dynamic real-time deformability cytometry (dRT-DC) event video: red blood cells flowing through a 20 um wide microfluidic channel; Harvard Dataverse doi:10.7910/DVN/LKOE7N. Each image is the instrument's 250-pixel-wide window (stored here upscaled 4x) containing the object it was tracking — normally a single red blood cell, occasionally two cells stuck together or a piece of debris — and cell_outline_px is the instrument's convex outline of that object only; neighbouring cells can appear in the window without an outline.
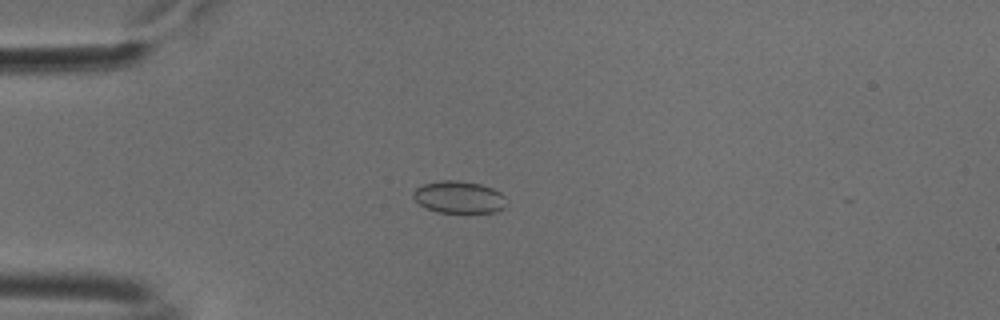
{"species": "common noctule bat (a hibernating species)", "species_latin": "Nyctalus noctula", "temperature_condition": "cold", "stored_images_in_passage": 54, "camera_frame_rate_fps": 3000, "um_per_image_px": 0.085, "animal": {"sex": "male", "body_mass_g": 18.8}, "frame": {"image": 1, "passage_image": 15, "time_ms": 4.667, "image_size_px": [1000, 320], "cell_outline_px": [[504, 208], [496, 212], [436, 212], [420, 204], [412, 196], [412, 192], [416, 188], [424, 184], [440, 180], [456, 180], [480, 184], [492, 188], [500, 192], [504, 196]], "centroid_in_image_um": [38.99, 16.75], "position_along_channel_um": 46.0, "area_um2": 17.28}}
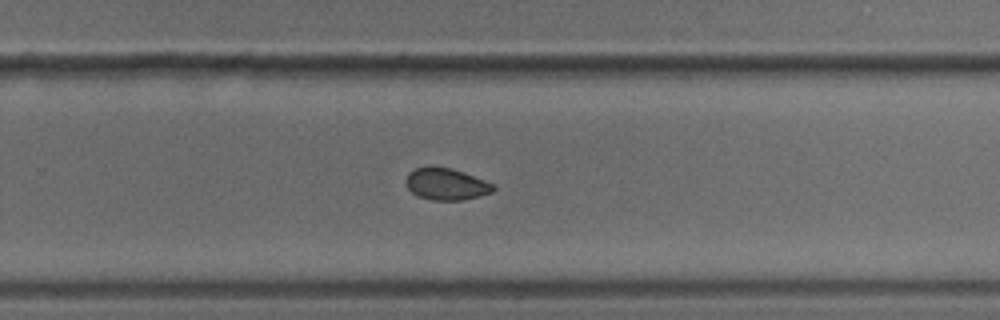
{"frame": {"image": 2, "passage_image": 36, "time_ms": 11.667, "image_size_px": [1000, 320], "cell_outline_px": [[496, 188], [492, 192], [480, 196], [460, 200], [432, 200], [416, 196], [404, 184], [404, 180], [408, 172], [416, 168], [428, 164], [452, 168], [464, 172], [484, 180], [492, 184]], "centroid_in_image_um": [37.86, 15.62], "position_along_channel_um": 291.9, "area_um2": 16.59}}
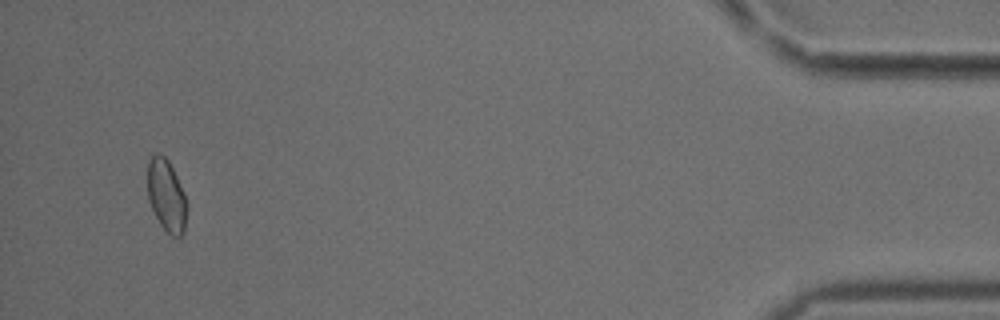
{"frame": {"image": 3, "passage_image": 52, "time_ms": 17.0, "image_size_px": [1000, 320], "cell_outline_px": [[188, 208], [184, 232], [180, 236], [172, 236], [160, 224], [148, 200], [148, 164], [152, 156], [156, 152], [160, 152], [168, 160], [176, 176], [188, 204]], "centroid_in_image_um": [14.16, 16.63], "position_along_channel_um": 421.0, "area_um2": 16.42}, "authors_computed_cell_mechanics": {"area_um2": 16.762, "velocity_mm_per_s": 3.7895, "shape_relaxation_time_tau1_ms": 9.7305, "shape_relaxation_time_tau2_ms": 3.5458, "deformation_change_tau1": 0.0833, "deformation_change_tau2": 0.0534}}